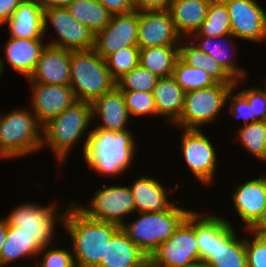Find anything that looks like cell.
<instances>
[{
    "instance_id": "6da1fadb",
    "label": "cell",
    "mask_w": 266,
    "mask_h": 267,
    "mask_svg": "<svg viewBox=\"0 0 266 267\" xmlns=\"http://www.w3.org/2000/svg\"><path fill=\"white\" fill-rule=\"evenodd\" d=\"M135 139L132 130L92 129L81 157L94 174L102 178L120 177L136 162L139 145Z\"/></svg>"
},
{
    "instance_id": "7a4b0ae2",
    "label": "cell",
    "mask_w": 266,
    "mask_h": 267,
    "mask_svg": "<svg viewBox=\"0 0 266 267\" xmlns=\"http://www.w3.org/2000/svg\"><path fill=\"white\" fill-rule=\"evenodd\" d=\"M71 202V203H70ZM64 204L63 230L71 241L76 267H97L105 257L106 245L120 225L92 219L81 212L72 200Z\"/></svg>"
},
{
    "instance_id": "3957f363",
    "label": "cell",
    "mask_w": 266,
    "mask_h": 267,
    "mask_svg": "<svg viewBox=\"0 0 266 267\" xmlns=\"http://www.w3.org/2000/svg\"><path fill=\"white\" fill-rule=\"evenodd\" d=\"M91 125V103L76 101L43 125L41 150L48 147L57 163L64 165L78 142L83 141L81 150L84 152Z\"/></svg>"
},
{
    "instance_id": "277c9868",
    "label": "cell",
    "mask_w": 266,
    "mask_h": 267,
    "mask_svg": "<svg viewBox=\"0 0 266 267\" xmlns=\"http://www.w3.org/2000/svg\"><path fill=\"white\" fill-rule=\"evenodd\" d=\"M28 107L0 112V159H16L41 152L42 128Z\"/></svg>"
},
{
    "instance_id": "5b68a950",
    "label": "cell",
    "mask_w": 266,
    "mask_h": 267,
    "mask_svg": "<svg viewBox=\"0 0 266 267\" xmlns=\"http://www.w3.org/2000/svg\"><path fill=\"white\" fill-rule=\"evenodd\" d=\"M174 204L169 210L162 212L135 213V218L125 222L121 229L128 238L148 257L162 242H166L177 228L186 220L190 209Z\"/></svg>"
},
{
    "instance_id": "8992f818",
    "label": "cell",
    "mask_w": 266,
    "mask_h": 267,
    "mask_svg": "<svg viewBox=\"0 0 266 267\" xmlns=\"http://www.w3.org/2000/svg\"><path fill=\"white\" fill-rule=\"evenodd\" d=\"M70 87L77 101L92 102L116 87L106 61L93 49L71 51Z\"/></svg>"
},
{
    "instance_id": "52a82bcc",
    "label": "cell",
    "mask_w": 266,
    "mask_h": 267,
    "mask_svg": "<svg viewBox=\"0 0 266 267\" xmlns=\"http://www.w3.org/2000/svg\"><path fill=\"white\" fill-rule=\"evenodd\" d=\"M58 200L41 205L40 202H22L12 209L8 216L4 217L7 224L18 227L22 232L33 236L41 246L56 243L57 229L63 226V218L66 209ZM61 210V211H60ZM55 239V240H54Z\"/></svg>"
},
{
    "instance_id": "ba28073f",
    "label": "cell",
    "mask_w": 266,
    "mask_h": 267,
    "mask_svg": "<svg viewBox=\"0 0 266 267\" xmlns=\"http://www.w3.org/2000/svg\"><path fill=\"white\" fill-rule=\"evenodd\" d=\"M234 85L216 83L210 87L186 92L183 111L172 127L175 126L179 130H202L205 124L218 122L222 111L225 112L228 92Z\"/></svg>"
},
{
    "instance_id": "9c48e42d",
    "label": "cell",
    "mask_w": 266,
    "mask_h": 267,
    "mask_svg": "<svg viewBox=\"0 0 266 267\" xmlns=\"http://www.w3.org/2000/svg\"><path fill=\"white\" fill-rule=\"evenodd\" d=\"M180 148L183 161L193 173L195 181L200 182L202 188H211L215 183L216 171L219 165L217 148L210 137L200 129L181 128ZM218 164V165H217ZM204 186V187H203Z\"/></svg>"
},
{
    "instance_id": "30bf717a",
    "label": "cell",
    "mask_w": 266,
    "mask_h": 267,
    "mask_svg": "<svg viewBox=\"0 0 266 267\" xmlns=\"http://www.w3.org/2000/svg\"><path fill=\"white\" fill-rule=\"evenodd\" d=\"M87 205L72 200L75 206L87 217L95 220L112 222L122 226L135 214V203L128 185H104L94 190ZM129 215V216H128Z\"/></svg>"
},
{
    "instance_id": "8fae6325",
    "label": "cell",
    "mask_w": 266,
    "mask_h": 267,
    "mask_svg": "<svg viewBox=\"0 0 266 267\" xmlns=\"http://www.w3.org/2000/svg\"><path fill=\"white\" fill-rule=\"evenodd\" d=\"M43 25L45 38L50 25L56 31L55 39L48 40V45L71 51L91 50L94 47L93 32L72 17L66 7L44 9Z\"/></svg>"
},
{
    "instance_id": "7c38bea8",
    "label": "cell",
    "mask_w": 266,
    "mask_h": 267,
    "mask_svg": "<svg viewBox=\"0 0 266 267\" xmlns=\"http://www.w3.org/2000/svg\"><path fill=\"white\" fill-rule=\"evenodd\" d=\"M156 267H194L201 264L199 244L194 228L185 220L166 242L149 256Z\"/></svg>"
},
{
    "instance_id": "4fadbf2b",
    "label": "cell",
    "mask_w": 266,
    "mask_h": 267,
    "mask_svg": "<svg viewBox=\"0 0 266 267\" xmlns=\"http://www.w3.org/2000/svg\"><path fill=\"white\" fill-rule=\"evenodd\" d=\"M226 4L231 34L238 40L265 43L266 10L257 0H223Z\"/></svg>"
},
{
    "instance_id": "5bb4252c",
    "label": "cell",
    "mask_w": 266,
    "mask_h": 267,
    "mask_svg": "<svg viewBox=\"0 0 266 267\" xmlns=\"http://www.w3.org/2000/svg\"><path fill=\"white\" fill-rule=\"evenodd\" d=\"M218 216L215 212V247L211 256L203 263L208 267H247L244 237L238 234L233 221Z\"/></svg>"
},
{
    "instance_id": "9a60e30c",
    "label": "cell",
    "mask_w": 266,
    "mask_h": 267,
    "mask_svg": "<svg viewBox=\"0 0 266 267\" xmlns=\"http://www.w3.org/2000/svg\"><path fill=\"white\" fill-rule=\"evenodd\" d=\"M139 11L114 14L110 23L95 34L93 50L104 60L119 49L137 46Z\"/></svg>"
},
{
    "instance_id": "2e32d148",
    "label": "cell",
    "mask_w": 266,
    "mask_h": 267,
    "mask_svg": "<svg viewBox=\"0 0 266 267\" xmlns=\"http://www.w3.org/2000/svg\"><path fill=\"white\" fill-rule=\"evenodd\" d=\"M31 88L30 106L38 121L44 125L51 118L70 107L76 98L70 85L43 84L28 82Z\"/></svg>"
},
{
    "instance_id": "e0dca14e",
    "label": "cell",
    "mask_w": 266,
    "mask_h": 267,
    "mask_svg": "<svg viewBox=\"0 0 266 267\" xmlns=\"http://www.w3.org/2000/svg\"><path fill=\"white\" fill-rule=\"evenodd\" d=\"M246 180L233 184L230 193L239 223H243V230L250 229L259 220L266 205V175Z\"/></svg>"
},
{
    "instance_id": "ac0fdd59",
    "label": "cell",
    "mask_w": 266,
    "mask_h": 267,
    "mask_svg": "<svg viewBox=\"0 0 266 267\" xmlns=\"http://www.w3.org/2000/svg\"><path fill=\"white\" fill-rule=\"evenodd\" d=\"M182 37L177 33L169 10L139 11L137 46H179Z\"/></svg>"
},
{
    "instance_id": "d6986e66",
    "label": "cell",
    "mask_w": 266,
    "mask_h": 267,
    "mask_svg": "<svg viewBox=\"0 0 266 267\" xmlns=\"http://www.w3.org/2000/svg\"><path fill=\"white\" fill-rule=\"evenodd\" d=\"M137 177L128 185L134 199L135 213L162 212L169 210L175 204L170 198L177 189H180L179 181L174 188L167 189L162 181L154 176L142 174Z\"/></svg>"
},
{
    "instance_id": "ffe728a7",
    "label": "cell",
    "mask_w": 266,
    "mask_h": 267,
    "mask_svg": "<svg viewBox=\"0 0 266 267\" xmlns=\"http://www.w3.org/2000/svg\"><path fill=\"white\" fill-rule=\"evenodd\" d=\"M93 123L92 129H103L108 131H123L128 129L127 125L132 120L126 107L125 98L117 87L108 93L97 97L91 102ZM95 125V127H94Z\"/></svg>"
},
{
    "instance_id": "44dd1931",
    "label": "cell",
    "mask_w": 266,
    "mask_h": 267,
    "mask_svg": "<svg viewBox=\"0 0 266 267\" xmlns=\"http://www.w3.org/2000/svg\"><path fill=\"white\" fill-rule=\"evenodd\" d=\"M188 39L200 50L217 60L235 81L240 79H245L246 81V79H248L247 77L251 76L246 70L247 68L244 69V67L242 68V66H239L240 64H237V58L239 56L236 53L238 50H236L237 48L235 47L239 42L235 40L236 38L232 34L217 37L191 35Z\"/></svg>"
},
{
    "instance_id": "7402d4cb",
    "label": "cell",
    "mask_w": 266,
    "mask_h": 267,
    "mask_svg": "<svg viewBox=\"0 0 266 267\" xmlns=\"http://www.w3.org/2000/svg\"><path fill=\"white\" fill-rule=\"evenodd\" d=\"M71 50L46 45L27 82L70 85Z\"/></svg>"
},
{
    "instance_id": "603a6c76",
    "label": "cell",
    "mask_w": 266,
    "mask_h": 267,
    "mask_svg": "<svg viewBox=\"0 0 266 267\" xmlns=\"http://www.w3.org/2000/svg\"><path fill=\"white\" fill-rule=\"evenodd\" d=\"M44 39H26L9 37L3 45L2 65L5 69V64L11 67L19 75L29 78L35 70L42 50L47 43ZM6 60V63L4 61Z\"/></svg>"
},
{
    "instance_id": "cb8c5ba5",
    "label": "cell",
    "mask_w": 266,
    "mask_h": 267,
    "mask_svg": "<svg viewBox=\"0 0 266 267\" xmlns=\"http://www.w3.org/2000/svg\"><path fill=\"white\" fill-rule=\"evenodd\" d=\"M43 18L44 9L38 0H24L4 25L9 37L46 40Z\"/></svg>"
},
{
    "instance_id": "d4e9b609",
    "label": "cell",
    "mask_w": 266,
    "mask_h": 267,
    "mask_svg": "<svg viewBox=\"0 0 266 267\" xmlns=\"http://www.w3.org/2000/svg\"><path fill=\"white\" fill-rule=\"evenodd\" d=\"M149 257L120 228L106 245L97 267H145Z\"/></svg>"
},
{
    "instance_id": "484cf974",
    "label": "cell",
    "mask_w": 266,
    "mask_h": 267,
    "mask_svg": "<svg viewBox=\"0 0 266 267\" xmlns=\"http://www.w3.org/2000/svg\"><path fill=\"white\" fill-rule=\"evenodd\" d=\"M41 248L33 236L22 232L18 227L7 224V234L0 255V267L10 265V267L12 265H15L14 267H30L29 262H27V265L23 261L26 263V261L36 258ZM19 260H21L20 263Z\"/></svg>"
},
{
    "instance_id": "4316f807",
    "label": "cell",
    "mask_w": 266,
    "mask_h": 267,
    "mask_svg": "<svg viewBox=\"0 0 266 267\" xmlns=\"http://www.w3.org/2000/svg\"><path fill=\"white\" fill-rule=\"evenodd\" d=\"M157 116L171 126L179 119L185 100V92L173 76L158 78L153 89Z\"/></svg>"
},
{
    "instance_id": "83f0119b",
    "label": "cell",
    "mask_w": 266,
    "mask_h": 267,
    "mask_svg": "<svg viewBox=\"0 0 266 267\" xmlns=\"http://www.w3.org/2000/svg\"><path fill=\"white\" fill-rule=\"evenodd\" d=\"M209 0H171L169 12L175 29L182 38L195 33L207 16Z\"/></svg>"
},
{
    "instance_id": "f1b7e54d",
    "label": "cell",
    "mask_w": 266,
    "mask_h": 267,
    "mask_svg": "<svg viewBox=\"0 0 266 267\" xmlns=\"http://www.w3.org/2000/svg\"><path fill=\"white\" fill-rule=\"evenodd\" d=\"M179 58L192 67L208 73L217 83L235 84V80L212 56L200 50L188 38H182L179 45Z\"/></svg>"
},
{
    "instance_id": "f546056e",
    "label": "cell",
    "mask_w": 266,
    "mask_h": 267,
    "mask_svg": "<svg viewBox=\"0 0 266 267\" xmlns=\"http://www.w3.org/2000/svg\"><path fill=\"white\" fill-rule=\"evenodd\" d=\"M66 9L94 35L103 30L112 18V14L97 0H72Z\"/></svg>"
},
{
    "instance_id": "4dcf8cb0",
    "label": "cell",
    "mask_w": 266,
    "mask_h": 267,
    "mask_svg": "<svg viewBox=\"0 0 266 267\" xmlns=\"http://www.w3.org/2000/svg\"><path fill=\"white\" fill-rule=\"evenodd\" d=\"M179 57V46H153L140 48L139 65L150 70L159 78L173 75Z\"/></svg>"
},
{
    "instance_id": "1f68e13d",
    "label": "cell",
    "mask_w": 266,
    "mask_h": 267,
    "mask_svg": "<svg viewBox=\"0 0 266 267\" xmlns=\"http://www.w3.org/2000/svg\"><path fill=\"white\" fill-rule=\"evenodd\" d=\"M186 221L194 228L199 244V258L203 264L214 252L215 247V213L191 210Z\"/></svg>"
},
{
    "instance_id": "d6a6232c",
    "label": "cell",
    "mask_w": 266,
    "mask_h": 267,
    "mask_svg": "<svg viewBox=\"0 0 266 267\" xmlns=\"http://www.w3.org/2000/svg\"><path fill=\"white\" fill-rule=\"evenodd\" d=\"M235 129L236 140L250 155L257 160L266 162V121L241 124Z\"/></svg>"
},
{
    "instance_id": "836d02e7",
    "label": "cell",
    "mask_w": 266,
    "mask_h": 267,
    "mask_svg": "<svg viewBox=\"0 0 266 267\" xmlns=\"http://www.w3.org/2000/svg\"><path fill=\"white\" fill-rule=\"evenodd\" d=\"M230 34L231 24L226 4L224 1H215L210 3L205 20L192 35L217 37Z\"/></svg>"
},
{
    "instance_id": "e575fe53",
    "label": "cell",
    "mask_w": 266,
    "mask_h": 267,
    "mask_svg": "<svg viewBox=\"0 0 266 267\" xmlns=\"http://www.w3.org/2000/svg\"><path fill=\"white\" fill-rule=\"evenodd\" d=\"M172 76L176 79L177 83L181 86L185 93L192 90L210 87L217 83L204 70L189 66L179 57L175 62Z\"/></svg>"
},
{
    "instance_id": "d590c367",
    "label": "cell",
    "mask_w": 266,
    "mask_h": 267,
    "mask_svg": "<svg viewBox=\"0 0 266 267\" xmlns=\"http://www.w3.org/2000/svg\"><path fill=\"white\" fill-rule=\"evenodd\" d=\"M158 76L138 65L116 81L120 91L153 92Z\"/></svg>"
},
{
    "instance_id": "8d00e7d4",
    "label": "cell",
    "mask_w": 266,
    "mask_h": 267,
    "mask_svg": "<svg viewBox=\"0 0 266 267\" xmlns=\"http://www.w3.org/2000/svg\"><path fill=\"white\" fill-rule=\"evenodd\" d=\"M140 48L129 46L110 54L106 59V65L111 76L117 81L124 74L130 72L139 65Z\"/></svg>"
},
{
    "instance_id": "74e56055",
    "label": "cell",
    "mask_w": 266,
    "mask_h": 267,
    "mask_svg": "<svg viewBox=\"0 0 266 267\" xmlns=\"http://www.w3.org/2000/svg\"><path fill=\"white\" fill-rule=\"evenodd\" d=\"M55 244L42 247L33 265L36 267H76L71 246L64 249L59 247L58 243Z\"/></svg>"
},
{
    "instance_id": "f35d334b",
    "label": "cell",
    "mask_w": 266,
    "mask_h": 267,
    "mask_svg": "<svg viewBox=\"0 0 266 267\" xmlns=\"http://www.w3.org/2000/svg\"><path fill=\"white\" fill-rule=\"evenodd\" d=\"M122 93L131 118L136 116H144L143 118L153 116L157 118L153 92L122 91Z\"/></svg>"
},
{
    "instance_id": "ab89813d",
    "label": "cell",
    "mask_w": 266,
    "mask_h": 267,
    "mask_svg": "<svg viewBox=\"0 0 266 267\" xmlns=\"http://www.w3.org/2000/svg\"><path fill=\"white\" fill-rule=\"evenodd\" d=\"M236 91L237 87L233 86L228 92L226 99V105L228 106L225 109L227 110L225 113L231 115L233 118L235 117L234 119L237 121L243 119L244 125L259 121L253 113L252 107L246 97L239 90L238 92Z\"/></svg>"
},
{
    "instance_id": "60d3db41",
    "label": "cell",
    "mask_w": 266,
    "mask_h": 267,
    "mask_svg": "<svg viewBox=\"0 0 266 267\" xmlns=\"http://www.w3.org/2000/svg\"><path fill=\"white\" fill-rule=\"evenodd\" d=\"M245 249L247 267H266V236L246 229ZM248 236V237H247Z\"/></svg>"
},
{
    "instance_id": "b9f144b4",
    "label": "cell",
    "mask_w": 266,
    "mask_h": 267,
    "mask_svg": "<svg viewBox=\"0 0 266 267\" xmlns=\"http://www.w3.org/2000/svg\"><path fill=\"white\" fill-rule=\"evenodd\" d=\"M244 80L245 79L237 80L234 86L237 87V90H239L246 97L256 118L259 121H266V85L261 84V86H259L258 84L256 86L252 84L251 87L249 83V87L246 88L245 86L243 89L241 84H243Z\"/></svg>"
},
{
    "instance_id": "7bdbcfd3",
    "label": "cell",
    "mask_w": 266,
    "mask_h": 267,
    "mask_svg": "<svg viewBox=\"0 0 266 267\" xmlns=\"http://www.w3.org/2000/svg\"><path fill=\"white\" fill-rule=\"evenodd\" d=\"M99 1L112 15L127 14L135 10L134 3L131 0H97Z\"/></svg>"
},
{
    "instance_id": "ee69618b",
    "label": "cell",
    "mask_w": 266,
    "mask_h": 267,
    "mask_svg": "<svg viewBox=\"0 0 266 267\" xmlns=\"http://www.w3.org/2000/svg\"><path fill=\"white\" fill-rule=\"evenodd\" d=\"M134 8L137 11L169 10L171 0H135Z\"/></svg>"
},
{
    "instance_id": "f6af8a7d",
    "label": "cell",
    "mask_w": 266,
    "mask_h": 267,
    "mask_svg": "<svg viewBox=\"0 0 266 267\" xmlns=\"http://www.w3.org/2000/svg\"><path fill=\"white\" fill-rule=\"evenodd\" d=\"M24 0H0V27L11 18L13 12Z\"/></svg>"
},
{
    "instance_id": "bcb514c9",
    "label": "cell",
    "mask_w": 266,
    "mask_h": 267,
    "mask_svg": "<svg viewBox=\"0 0 266 267\" xmlns=\"http://www.w3.org/2000/svg\"><path fill=\"white\" fill-rule=\"evenodd\" d=\"M256 234L266 236V205L259 220L250 228Z\"/></svg>"
},
{
    "instance_id": "7dc6e473",
    "label": "cell",
    "mask_w": 266,
    "mask_h": 267,
    "mask_svg": "<svg viewBox=\"0 0 266 267\" xmlns=\"http://www.w3.org/2000/svg\"><path fill=\"white\" fill-rule=\"evenodd\" d=\"M43 9L66 7L72 0H38Z\"/></svg>"
},
{
    "instance_id": "c3c4849f",
    "label": "cell",
    "mask_w": 266,
    "mask_h": 267,
    "mask_svg": "<svg viewBox=\"0 0 266 267\" xmlns=\"http://www.w3.org/2000/svg\"><path fill=\"white\" fill-rule=\"evenodd\" d=\"M6 234H7V222L2 217L0 218V255H1L2 247L4 245Z\"/></svg>"
},
{
    "instance_id": "681fc988",
    "label": "cell",
    "mask_w": 266,
    "mask_h": 267,
    "mask_svg": "<svg viewBox=\"0 0 266 267\" xmlns=\"http://www.w3.org/2000/svg\"><path fill=\"white\" fill-rule=\"evenodd\" d=\"M2 57L0 56V79H2L1 77L4 76V68H3V65H2Z\"/></svg>"
},
{
    "instance_id": "f907efd6",
    "label": "cell",
    "mask_w": 266,
    "mask_h": 267,
    "mask_svg": "<svg viewBox=\"0 0 266 267\" xmlns=\"http://www.w3.org/2000/svg\"><path fill=\"white\" fill-rule=\"evenodd\" d=\"M194 267H208V266H206L205 264H199V265H195Z\"/></svg>"
},
{
    "instance_id": "816d5d0a",
    "label": "cell",
    "mask_w": 266,
    "mask_h": 267,
    "mask_svg": "<svg viewBox=\"0 0 266 267\" xmlns=\"http://www.w3.org/2000/svg\"><path fill=\"white\" fill-rule=\"evenodd\" d=\"M145 267H156V266H154V265H152L150 262H148V263L145 265Z\"/></svg>"
},
{
    "instance_id": "f5cc1de1",
    "label": "cell",
    "mask_w": 266,
    "mask_h": 267,
    "mask_svg": "<svg viewBox=\"0 0 266 267\" xmlns=\"http://www.w3.org/2000/svg\"><path fill=\"white\" fill-rule=\"evenodd\" d=\"M209 1H211V2H215V1H223V0H209Z\"/></svg>"
},
{
    "instance_id": "db71d44e",
    "label": "cell",
    "mask_w": 266,
    "mask_h": 267,
    "mask_svg": "<svg viewBox=\"0 0 266 267\" xmlns=\"http://www.w3.org/2000/svg\"><path fill=\"white\" fill-rule=\"evenodd\" d=\"M264 81H265V82H264ZM262 83L266 85V77H265V80L262 81Z\"/></svg>"
}]
</instances>
